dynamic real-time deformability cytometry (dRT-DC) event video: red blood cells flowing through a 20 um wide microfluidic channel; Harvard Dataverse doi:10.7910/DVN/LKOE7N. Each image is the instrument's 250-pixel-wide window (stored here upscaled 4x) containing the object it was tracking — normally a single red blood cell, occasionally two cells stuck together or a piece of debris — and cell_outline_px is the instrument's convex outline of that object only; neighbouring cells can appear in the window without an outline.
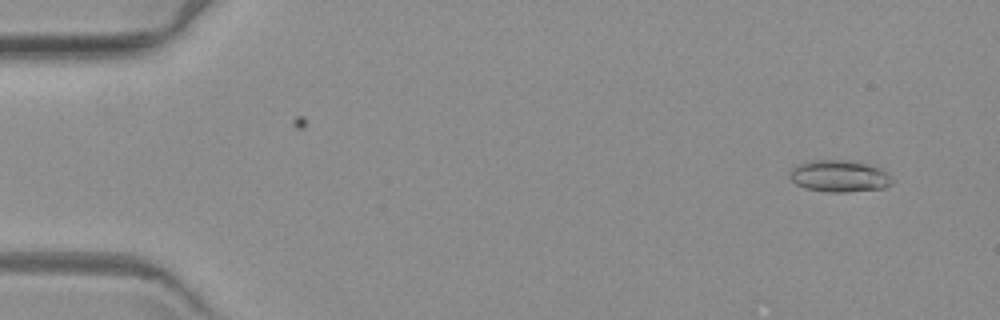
{"species": "common noctule bat (a hibernating species)", "species_latin": "Nyctalus noctula", "temperature_condition": "warm", "stored_images_in_passage": 6, "camera_frame_rate_fps": 3000, "um_per_image_px": 0.085, "animal": {"sex": "female", "body_mass_g": 19.3, "forearm_length_mm": 54.1}, "frame": {"image": 1, "passage_image": 1, "time_ms": 0.0, "image_size_px": [1000, 320], "cell_outline_px": [[896, 180], [892, 184], [884, 188], [844, 192], [828, 192], [804, 188], [796, 184], [788, 176], [792, 168], [808, 160], [848, 160], [868, 164], [880, 168], [888, 172]], "centroid_in_image_um": [71.38, 14.97], "position_along_channel_um": 13.6, "area_um2": 19.25}}
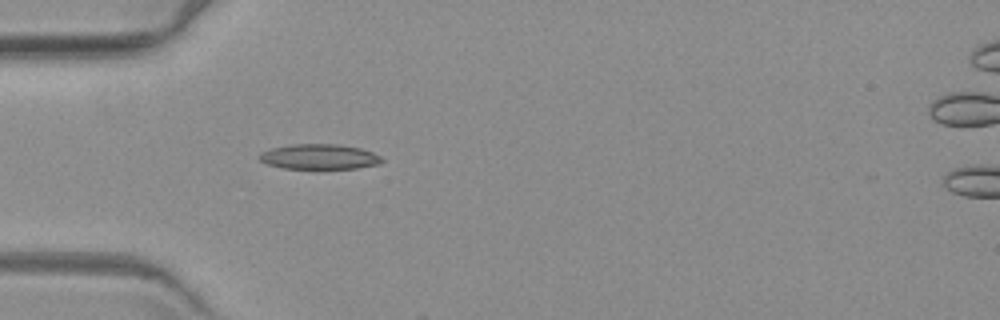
{"frame": {"image": 2, "passage_image": 4, "time_ms": 4.667, "image_size_px": [1000, 320], "cell_outline_px": [[384, 160], [380, 164], [356, 168], [284, 168], [268, 164], [260, 160], [256, 156], [260, 152], [272, 148], [292, 144], [340, 144], [360, 148], [372, 152], [380, 156]], "centroid_in_image_um": [27.13, 13.31], "position_along_channel_um": 57.9, "area_um2": 17.92}}